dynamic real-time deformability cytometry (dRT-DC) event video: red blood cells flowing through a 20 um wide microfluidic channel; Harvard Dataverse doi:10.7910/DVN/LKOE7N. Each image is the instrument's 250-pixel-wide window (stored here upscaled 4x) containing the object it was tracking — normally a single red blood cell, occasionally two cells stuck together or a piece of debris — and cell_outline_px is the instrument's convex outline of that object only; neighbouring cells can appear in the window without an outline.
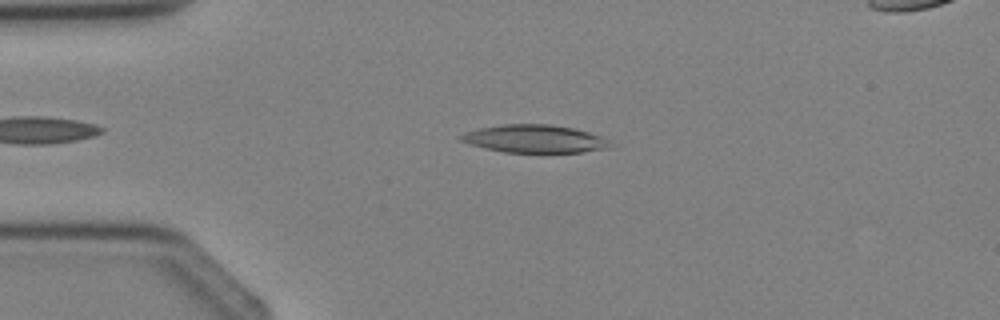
{"species": "Egyptian fruit bat (a non-hibernating species)", "species_latin": "Rousettus aegyptiacus", "temperature_condition": "cold", "stored_images_in_passage": 3, "camera_frame_rate_fps": 3000, "um_per_image_px": 0.085, "animal": {"sex": "female"}, "frame": {"image": 1, "passage_image": 3, "time_ms": 2.333, "image_size_px": [1000, 320], "cell_outline_px": [[608, 148], [580, 152], [504, 152], [468, 144], [460, 140], [456, 136], [464, 132], [480, 128], [500, 124], [548, 124], [572, 128], [588, 132], [600, 136], [608, 140]], "centroid_in_image_um": [45.35, 11.79], "position_along_channel_um": 39.7, "area_um2": 24.04}}